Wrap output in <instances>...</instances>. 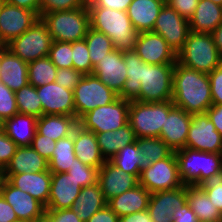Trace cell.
<instances>
[{
    "label": "cell",
    "mask_w": 222,
    "mask_h": 222,
    "mask_svg": "<svg viewBox=\"0 0 222 222\" xmlns=\"http://www.w3.org/2000/svg\"><path fill=\"white\" fill-rule=\"evenodd\" d=\"M172 101L187 113H206L213 104L208 74L176 62L173 70Z\"/></svg>",
    "instance_id": "6da1fadb"
},
{
    "label": "cell",
    "mask_w": 222,
    "mask_h": 222,
    "mask_svg": "<svg viewBox=\"0 0 222 222\" xmlns=\"http://www.w3.org/2000/svg\"><path fill=\"white\" fill-rule=\"evenodd\" d=\"M90 28L107 35L114 49L129 51L135 49L138 32L133 27L127 12L106 7H88Z\"/></svg>",
    "instance_id": "7a4b0ae2"
},
{
    "label": "cell",
    "mask_w": 222,
    "mask_h": 222,
    "mask_svg": "<svg viewBox=\"0 0 222 222\" xmlns=\"http://www.w3.org/2000/svg\"><path fill=\"white\" fill-rule=\"evenodd\" d=\"M177 62L198 72L209 74L222 65V55L212 34L190 31L185 44L177 53Z\"/></svg>",
    "instance_id": "3957f363"
},
{
    "label": "cell",
    "mask_w": 222,
    "mask_h": 222,
    "mask_svg": "<svg viewBox=\"0 0 222 222\" xmlns=\"http://www.w3.org/2000/svg\"><path fill=\"white\" fill-rule=\"evenodd\" d=\"M41 19L46 23L53 41L72 43L84 40L90 28L87 4L73 10L46 13Z\"/></svg>",
    "instance_id": "277c9868"
},
{
    "label": "cell",
    "mask_w": 222,
    "mask_h": 222,
    "mask_svg": "<svg viewBox=\"0 0 222 222\" xmlns=\"http://www.w3.org/2000/svg\"><path fill=\"white\" fill-rule=\"evenodd\" d=\"M179 175L184 185H199L203 180L222 170V154L189 148L175 151Z\"/></svg>",
    "instance_id": "5b68a950"
},
{
    "label": "cell",
    "mask_w": 222,
    "mask_h": 222,
    "mask_svg": "<svg viewBox=\"0 0 222 222\" xmlns=\"http://www.w3.org/2000/svg\"><path fill=\"white\" fill-rule=\"evenodd\" d=\"M173 106L172 100L155 103L130 101L128 123L136 138L159 137L165 117Z\"/></svg>",
    "instance_id": "8992f818"
},
{
    "label": "cell",
    "mask_w": 222,
    "mask_h": 222,
    "mask_svg": "<svg viewBox=\"0 0 222 222\" xmlns=\"http://www.w3.org/2000/svg\"><path fill=\"white\" fill-rule=\"evenodd\" d=\"M175 64H147L143 62L139 101L145 103L172 100L173 70Z\"/></svg>",
    "instance_id": "52a82bcc"
},
{
    "label": "cell",
    "mask_w": 222,
    "mask_h": 222,
    "mask_svg": "<svg viewBox=\"0 0 222 222\" xmlns=\"http://www.w3.org/2000/svg\"><path fill=\"white\" fill-rule=\"evenodd\" d=\"M129 105L130 101L118 97L114 102L84 114L78 124L94 133L115 131L128 123Z\"/></svg>",
    "instance_id": "ba28073f"
},
{
    "label": "cell",
    "mask_w": 222,
    "mask_h": 222,
    "mask_svg": "<svg viewBox=\"0 0 222 222\" xmlns=\"http://www.w3.org/2000/svg\"><path fill=\"white\" fill-rule=\"evenodd\" d=\"M52 41L46 23L39 18L28 30L5 47L26 63H30L48 56Z\"/></svg>",
    "instance_id": "9c48e42d"
},
{
    "label": "cell",
    "mask_w": 222,
    "mask_h": 222,
    "mask_svg": "<svg viewBox=\"0 0 222 222\" xmlns=\"http://www.w3.org/2000/svg\"><path fill=\"white\" fill-rule=\"evenodd\" d=\"M73 95L75 117L78 120L96 107L108 105L118 98V94L93 74L83 75L73 89Z\"/></svg>",
    "instance_id": "30bf717a"
},
{
    "label": "cell",
    "mask_w": 222,
    "mask_h": 222,
    "mask_svg": "<svg viewBox=\"0 0 222 222\" xmlns=\"http://www.w3.org/2000/svg\"><path fill=\"white\" fill-rule=\"evenodd\" d=\"M139 184L150 193L173 190L184 186L179 175L178 161L175 152L169 157L151 163L141 171Z\"/></svg>",
    "instance_id": "8fae6325"
},
{
    "label": "cell",
    "mask_w": 222,
    "mask_h": 222,
    "mask_svg": "<svg viewBox=\"0 0 222 222\" xmlns=\"http://www.w3.org/2000/svg\"><path fill=\"white\" fill-rule=\"evenodd\" d=\"M185 148L222 154V137L207 113L192 114Z\"/></svg>",
    "instance_id": "7c38bea8"
},
{
    "label": "cell",
    "mask_w": 222,
    "mask_h": 222,
    "mask_svg": "<svg viewBox=\"0 0 222 222\" xmlns=\"http://www.w3.org/2000/svg\"><path fill=\"white\" fill-rule=\"evenodd\" d=\"M39 18L34 11L0 1V46L22 35Z\"/></svg>",
    "instance_id": "4fadbf2b"
},
{
    "label": "cell",
    "mask_w": 222,
    "mask_h": 222,
    "mask_svg": "<svg viewBox=\"0 0 222 222\" xmlns=\"http://www.w3.org/2000/svg\"><path fill=\"white\" fill-rule=\"evenodd\" d=\"M152 32L161 35L177 54L185 44L190 25L188 19L165 4L158 14Z\"/></svg>",
    "instance_id": "5bb4252c"
},
{
    "label": "cell",
    "mask_w": 222,
    "mask_h": 222,
    "mask_svg": "<svg viewBox=\"0 0 222 222\" xmlns=\"http://www.w3.org/2000/svg\"><path fill=\"white\" fill-rule=\"evenodd\" d=\"M134 51L147 64H175L177 62V54L166 40L152 31L138 34Z\"/></svg>",
    "instance_id": "9a60e30c"
},
{
    "label": "cell",
    "mask_w": 222,
    "mask_h": 222,
    "mask_svg": "<svg viewBox=\"0 0 222 222\" xmlns=\"http://www.w3.org/2000/svg\"><path fill=\"white\" fill-rule=\"evenodd\" d=\"M43 108V115L75 116L73 90L56 82L36 87Z\"/></svg>",
    "instance_id": "2e32d148"
},
{
    "label": "cell",
    "mask_w": 222,
    "mask_h": 222,
    "mask_svg": "<svg viewBox=\"0 0 222 222\" xmlns=\"http://www.w3.org/2000/svg\"><path fill=\"white\" fill-rule=\"evenodd\" d=\"M186 202V185H184L173 190L151 193L147 210L153 222H173L174 211Z\"/></svg>",
    "instance_id": "e0dca14e"
},
{
    "label": "cell",
    "mask_w": 222,
    "mask_h": 222,
    "mask_svg": "<svg viewBox=\"0 0 222 222\" xmlns=\"http://www.w3.org/2000/svg\"><path fill=\"white\" fill-rule=\"evenodd\" d=\"M192 114L177 106L169 110L162 125L160 138L175 152L186 147Z\"/></svg>",
    "instance_id": "ac0fdd59"
},
{
    "label": "cell",
    "mask_w": 222,
    "mask_h": 222,
    "mask_svg": "<svg viewBox=\"0 0 222 222\" xmlns=\"http://www.w3.org/2000/svg\"><path fill=\"white\" fill-rule=\"evenodd\" d=\"M92 74L100 79L116 94H120L127 80L123 51L113 49L93 68Z\"/></svg>",
    "instance_id": "d6986e66"
},
{
    "label": "cell",
    "mask_w": 222,
    "mask_h": 222,
    "mask_svg": "<svg viewBox=\"0 0 222 222\" xmlns=\"http://www.w3.org/2000/svg\"><path fill=\"white\" fill-rule=\"evenodd\" d=\"M98 183L106 201L131 190L139 184V178L115 167L107 160L100 168Z\"/></svg>",
    "instance_id": "ffe728a7"
},
{
    "label": "cell",
    "mask_w": 222,
    "mask_h": 222,
    "mask_svg": "<svg viewBox=\"0 0 222 222\" xmlns=\"http://www.w3.org/2000/svg\"><path fill=\"white\" fill-rule=\"evenodd\" d=\"M0 193L12 206L17 218L20 220L32 222L46 210L33 196L14 187L6 179L0 186Z\"/></svg>",
    "instance_id": "44dd1931"
},
{
    "label": "cell",
    "mask_w": 222,
    "mask_h": 222,
    "mask_svg": "<svg viewBox=\"0 0 222 222\" xmlns=\"http://www.w3.org/2000/svg\"><path fill=\"white\" fill-rule=\"evenodd\" d=\"M5 179L14 187L29 193L46 209L50 196L51 172L4 174Z\"/></svg>",
    "instance_id": "7402d4cb"
},
{
    "label": "cell",
    "mask_w": 222,
    "mask_h": 222,
    "mask_svg": "<svg viewBox=\"0 0 222 222\" xmlns=\"http://www.w3.org/2000/svg\"><path fill=\"white\" fill-rule=\"evenodd\" d=\"M0 82L14 92L29 84L28 63L5 46H0Z\"/></svg>",
    "instance_id": "603a6c76"
},
{
    "label": "cell",
    "mask_w": 222,
    "mask_h": 222,
    "mask_svg": "<svg viewBox=\"0 0 222 222\" xmlns=\"http://www.w3.org/2000/svg\"><path fill=\"white\" fill-rule=\"evenodd\" d=\"M82 187L68 173H51L50 196L46 209H71Z\"/></svg>",
    "instance_id": "cb8c5ba5"
},
{
    "label": "cell",
    "mask_w": 222,
    "mask_h": 222,
    "mask_svg": "<svg viewBox=\"0 0 222 222\" xmlns=\"http://www.w3.org/2000/svg\"><path fill=\"white\" fill-rule=\"evenodd\" d=\"M165 4V0H133L126 12L138 33L150 32Z\"/></svg>",
    "instance_id": "d4e9b609"
},
{
    "label": "cell",
    "mask_w": 222,
    "mask_h": 222,
    "mask_svg": "<svg viewBox=\"0 0 222 222\" xmlns=\"http://www.w3.org/2000/svg\"><path fill=\"white\" fill-rule=\"evenodd\" d=\"M74 151L76 158L83 164L100 168L105 162L101 155L96 134L78 125L73 131Z\"/></svg>",
    "instance_id": "484cf974"
},
{
    "label": "cell",
    "mask_w": 222,
    "mask_h": 222,
    "mask_svg": "<svg viewBox=\"0 0 222 222\" xmlns=\"http://www.w3.org/2000/svg\"><path fill=\"white\" fill-rule=\"evenodd\" d=\"M151 193L138 184L131 190L115 196L107 201V206L119 217L145 211L148 208Z\"/></svg>",
    "instance_id": "4316f807"
},
{
    "label": "cell",
    "mask_w": 222,
    "mask_h": 222,
    "mask_svg": "<svg viewBox=\"0 0 222 222\" xmlns=\"http://www.w3.org/2000/svg\"><path fill=\"white\" fill-rule=\"evenodd\" d=\"M49 170V161L31 146L18 147L4 174L38 173Z\"/></svg>",
    "instance_id": "83f0119b"
},
{
    "label": "cell",
    "mask_w": 222,
    "mask_h": 222,
    "mask_svg": "<svg viewBox=\"0 0 222 222\" xmlns=\"http://www.w3.org/2000/svg\"><path fill=\"white\" fill-rule=\"evenodd\" d=\"M38 118L17 113L3 122V131L18 147L31 146L36 133Z\"/></svg>",
    "instance_id": "f1b7e54d"
},
{
    "label": "cell",
    "mask_w": 222,
    "mask_h": 222,
    "mask_svg": "<svg viewBox=\"0 0 222 222\" xmlns=\"http://www.w3.org/2000/svg\"><path fill=\"white\" fill-rule=\"evenodd\" d=\"M188 21L190 31L211 34L222 23V6L210 0H199L195 12Z\"/></svg>",
    "instance_id": "f546056e"
},
{
    "label": "cell",
    "mask_w": 222,
    "mask_h": 222,
    "mask_svg": "<svg viewBox=\"0 0 222 222\" xmlns=\"http://www.w3.org/2000/svg\"><path fill=\"white\" fill-rule=\"evenodd\" d=\"M186 196L199 222H222V213L199 185H186Z\"/></svg>",
    "instance_id": "4dcf8cb0"
},
{
    "label": "cell",
    "mask_w": 222,
    "mask_h": 222,
    "mask_svg": "<svg viewBox=\"0 0 222 222\" xmlns=\"http://www.w3.org/2000/svg\"><path fill=\"white\" fill-rule=\"evenodd\" d=\"M78 125V119L75 116L42 115L37 120L36 131L49 139L58 141L72 135Z\"/></svg>",
    "instance_id": "1f68e13d"
},
{
    "label": "cell",
    "mask_w": 222,
    "mask_h": 222,
    "mask_svg": "<svg viewBox=\"0 0 222 222\" xmlns=\"http://www.w3.org/2000/svg\"><path fill=\"white\" fill-rule=\"evenodd\" d=\"M123 58L127 68V80L118 97L128 101H139L143 61L134 50L123 51Z\"/></svg>",
    "instance_id": "d6a6232c"
},
{
    "label": "cell",
    "mask_w": 222,
    "mask_h": 222,
    "mask_svg": "<svg viewBox=\"0 0 222 222\" xmlns=\"http://www.w3.org/2000/svg\"><path fill=\"white\" fill-rule=\"evenodd\" d=\"M95 134L101 155L106 161L116 155L120 149L136 141V135L129 123L115 131Z\"/></svg>",
    "instance_id": "836d02e7"
},
{
    "label": "cell",
    "mask_w": 222,
    "mask_h": 222,
    "mask_svg": "<svg viewBox=\"0 0 222 222\" xmlns=\"http://www.w3.org/2000/svg\"><path fill=\"white\" fill-rule=\"evenodd\" d=\"M107 205L99 183L83 187L78 197L72 203L71 209L79 218L86 222L93 214Z\"/></svg>",
    "instance_id": "e575fe53"
},
{
    "label": "cell",
    "mask_w": 222,
    "mask_h": 222,
    "mask_svg": "<svg viewBox=\"0 0 222 222\" xmlns=\"http://www.w3.org/2000/svg\"><path fill=\"white\" fill-rule=\"evenodd\" d=\"M135 142L141 154V171L174 152L160 137H140Z\"/></svg>",
    "instance_id": "d590c367"
},
{
    "label": "cell",
    "mask_w": 222,
    "mask_h": 222,
    "mask_svg": "<svg viewBox=\"0 0 222 222\" xmlns=\"http://www.w3.org/2000/svg\"><path fill=\"white\" fill-rule=\"evenodd\" d=\"M75 151L73 134L59 139L49 160V171L51 173H66L69 167L75 163Z\"/></svg>",
    "instance_id": "8d00e7d4"
},
{
    "label": "cell",
    "mask_w": 222,
    "mask_h": 222,
    "mask_svg": "<svg viewBox=\"0 0 222 222\" xmlns=\"http://www.w3.org/2000/svg\"><path fill=\"white\" fill-rule=\"evenodd\" d=\"M57 69L49 56L28 63L29 84L39 87L55 82Z\"/></svg>",
    "instance_id": "74e56055"
},
{
    "label": "cell",
    "mask_w": 222,
    "mask_h": 222,
    "mask_svg": "<svg viewBox=\"0 0 222 222\" xmlns=\"http://www.w3.org/2000/svg\"><path fill=\"white\" fill-rule=\"evenodd\" d=\"M140 151L136 142L128 144L120 149L109 161L117 168L122 169L124 172L132 174L140 178L141 175V162Z\"/></svg>",
    "instance_id": "f35d334b"
},
{
    "label": "cell",
    "mask_w": 222,
    "mask_h": 222,
    "mask_svg": "<svg viewBox=\"0 0 222 222\" xmlns=\"http://www.w3.org/2000/svg\"><path fill=\"white\" fill-rule=\"evenodd\" d=\"M18 113L33 115L37 118L43 115V108L37 89L31 84H27L15 91Z\"/></svg>",
    "instance_id": "ab89813d"
},
{
    "label": "cell",
    "mask_w": 222,
    "mask_h": 222,
    "mask_svg": "<svg viewBox=\"0 0 222 222\" xmlns=\"http://www.w3.org/2000/svg\"><path fill=\"white\" fill-rule=\"evenodd\" d=\"M84 40L86 41L93 67L114 49L111 39L107 35L92 28L88 29Z\"/></svg>",
    "instance_id": "60d3db41"
},
{
    "label": "cell",
    "mask_w": 222,
    "mask_h": 222,
    "mask_svg": "<svg viewBox=\"0 0 222 222\" xmlns=\"http://www.w3.org/2000/svg\"><path fill=\"white\" fill-rule=\"evenodd\" d=\"M83 188L98 183L99 168L83 164L75 158V163L66 172Z\"/></svg>",
    "instance_id": "b9f144b4"
},
{
    "label": "cell",
    "mask_w": 222,
    "mask_h": 222,
    "mask_svg": "<svg viewBox=\"0 0 222 222\" xmlns=\"http://www.w3.org/2000/svg\"><path fill=\"white\" fill-rule=\"evenodd\" d=\"M72 68L83 75L92 74L93 66L85 40L72 42Z\"/></svg>",
    "instance_id": "7bdbcfd3"
},
{
    "label": "cell",
    "mask_w": 222,
    "mask_h": 222,
    "mask_svg": "<svg viewBox=\"0 0 222 222\" xmlns=\"http://www.w3.org/2000/svg\"><path fill=\"white\" fill-rule=\"evenodd\" d=\"M49 58L59 68H72V43L52 41Z\"/></svg>",
    "instance_id": "ee69618b"
},
{
    "label": "cell",
    "mask_w": 222,
    "mask_h": 222,
    "mask_svg": "<svg viewBox=\"0 0 222 222\" xmlns=\"http://www.w3.org/2000/svg\"><path fill=\"white\" fill-rule=\"evenodd\" d=\"M199 186L206 192L211 203L222 213V170L203 180Z\"/></svg>",
    "instance_id": "f6af8a7d"
},
{
    "label": "cell",
    "mask_w": 222,
    "mask_h": 222,
    "mask_svg": "<svg viewBox=\"0 0 222 222\" xmlns=\"http://www.w3.org/2000/svg\"><path fill=\"white\" fill-rule=\"evenodd\" d=\"M17 113L15 92L0 82V119L4 122Z\"/></svg>",
    "instance_id": "bcb514c9"
},
{
    "label": "cell",
    "mask_w": 222,
    "mask_h": 222,
    "mask_svg": "<svg viewBox=\"0 0 222 222\" xmlns=\"http://www.w3.org/2000/svg\"><path fill=\"white\" fill-rule=\"evenodd\" d=\"M86 4L85 0H40V18L46 13L73 10Z\"/></svg>",
    "instance_id": "7dc6e473"
},
{
    "label": "cell",
    "mask_w": 222,
    "mask_h": 222,
    "mask_svg": "<svg viewBox=\"0 0 222 222\" xmlns=\"http://www.w3.org/2000/svg\"><path fill=\"white\" fill-rule=\"evenodd\" d=\"M82 77L83 74L74 68H59L56 72L55 82L65 89L73 90Z\"/></svg>",
    "instance_id": "c3c4849f"
},
{
    "label": "cell",
    "mask_w": 222,
    "mask_h": 222,
    "mask_svg": "<svg viewBox=\"0 0 222 222\" xmlns=\"http://www.w3.org/2000/svg\"><path fill=\"white\" fill-rule=\"evenodd\" d=\"M18 146L15 142L5 134L3 130L0 131V166L5 169L11 161V158L16 153Z\"/></svg>",
    "instance_id": "681fc988"
},
{
    "label": "cell",
    "mask_w": 222,
    "mask_h": 222,
    "mask_svg": "<svg viewBox=\"0 0 222 222\" xmlns=\"http://www.w3.org/2000/svg\"><path fill=\"white\" fill-rule=\"evenodd\" d=\"M56 142L57 141L49 139L47 136H43L36 131L31 147L49 161L55 149Z\"/></svg>",
    "instance_id": "f907efd6"
},
{
    "label": "cell",
    "mask_w": 222,
    "mask_h": 222,
    "mask_svg": "<svg viewBox=\"0 0 222 222\" xmlns=\"http://www.w3.org/2000/svg\"><path fill=\"white\" fill-rule=\"evenodd\" d=\"M212 103L222 105V65L209 74Z\"/></svg>",
    "instance_id": "816d5d0a"
},
{
    "label": "cell",
    "mask_w": 222,
    "mask_h": 222,
    "mask_svg": "<svg viewBox=\"0 0 222 222\" xmlns=\"http://www.w3.org/2000/svg\"><path fill=\"white\" fill-rule=\"evenodd\" d=\"M166 4L174 9L180 16L190 19L195 12L199 0H165Z\"/></svg>",
    "instance_id": "f5cc1de1"
},
{
    "label": "cell",
    "mask_w": 222,
    "mask_h": 222,
    "mask_svg": "<svg viewBox=\"0 0 222 222\" xmlns=\"http://www.w3.org/2000/svg\"><path fill=\"white\" fill-rule=\"evenodd\" d=\"M133 0H89L87 7H106L126 12Z\"/></svg>",
    "instance_id": "db71d44e"
},
{
    "label": "cell",
    "mask_w": 222,
    "mask_h": 222,
    "mask_svg": "<svg viewBox=\"0 0 222 222\" xmlns=\"http://www.w3.org/2000/svg\"><path fill=\"white\" fill-rule=\"evenodd\" d=\"M51 215L53 222H83L72 209H46Z\"/></svg>",
    "instance_id": "11a10c76"
},
{
    "label": "cell",
    "mask_w": 222,
    "mask_h": 222,
    "mask_svg": "<svg viewBox=\"0 0 222 222\" xmlns=\"http://www.w3.org/2000/svg\"><path fill=\"white\" fill-rule=\"evenodd\" d=\"M172 219L173 222H199L187 202L174 211Z\"/></svg>",
    "instance_id": "9f6ffc18"
},
{
    "label": "cell",
    "mask_w": 222,
    "mask_h": 222,
    "mask_svg": "<svg viewBox=\"0 0 222 222\" xmlns=\"http://www.w3.org/2000/svg\"><path fill=\"white\" fill-rule=\"evenodd\" d=\"M86 222H119V216L106 205L93 214Z\"/></svg>",
    "instance_id": "6f0895ef"
},
{
    "label": "cell",
    "mask_w": 222,
    "mask_h": 222,
    "mask_svg": "<svg viewBox=\"0 0 222 222\" xmlns=\"http://www.w3.org/2000/svg\"><path fill=\"white\" fill-rule=\"evenodd\" d=\"M18 220L12 206L0 193V222H15Z\"/></svg>",
    "instance_id": "680465c9"
},
{
    "label": "cell",
    "mask_w": 222,
    "mask_h": 222,
    "mask_svg": "<svg viewBox=\"0 0 222 222\" xmlns=\"http://www.w3.org/2000/svg\"><path fill=\"white\" fill-rule=\"evenodd\" d=\"M206 113L222 137V105L212 104Z\"/></svg>",
    "instance_id": "91938a15"
},
{
    "label": "cell",
    "mask_w": 222,
    "mask_h": 222,
    "mask_svg": "<svg viewBox=\"0 0 222 222\" xmlns=\"http://www.w3.org/2000/svg\"><path fill=\"white\" fill-rule=\"evenodd\" d=\"M10 5L34 11L40 17V0H0Z\"/></svg>",
    "instance_id": "94428289"
},
{
    "label": "cell",
    "mask_w": 222,
    "mask_h": 222,
    "mask_svg": "<svg viewBox=\"0 0 222 222\" xmlns=\"http://www.w3.org/2000/svg\"><path fill=\"white\" fill-rule=\"evenodd\" d=\"M119 222H153V221L150 217L149 211L145 210L119 217Z\"/></svg>",
    "instance_id": "6125c7cd"
},
{
    "label": "cell",
    "mask_w": 222,
    "mask_h": 222,
    "mask_svg": "<svg viewBox=\"0 0 222 222\" xmlns=\"http://www.w3.org/2000/svg\"><path fill=\"white\" fill-rule=\"evenodd\" d=\"M211 34L219 53L222 55V23Z\"/></svg>",
    "instance_id": "be15d7a7"
},
{
    "label": "cell",
    "mask_w": 222,
    "mask_h": 222,
    "mask_svg": "<svg viewBox=\"0 0 222 222\" xmlns=\"http://www.w3.org/2000/svg\"><path fill=\"white\" fill-rule=\"evenodd\" d=\"M32 222H53L51 215L45 210L39 217Z\"/></svg>",
    "instance_id": "e7e4bbea"
},
{
    "label": "cell",
    "mask_w": 222,
    "mask_h": 222,
    "mask_svg": "<svg viewBox=\"0 0 222 222\" xmlns=\"http://www.w3.org/2000/svg\"><path fill=\"white\" fill-rule=\"evenodd\" d=\"M210 1H212L213 3H216L219 6H222V0H210Z\"/></svg>",
    "instance_id": "03108f58"
},
{
    "label": "cell",
    "mask_w": 222,
    "mask_h": 222,
    "mask_svg": "<svg viewBox=\"0 0 222 222\" xmlns=\"http://www.w3.org/2000/svg\"><path fill=\"white\" fill-rule=\"evenodd\" d=\"M0 177H5L4 176V169L0 166Z\"/></svg>",
    "instance_id": "003e7915"
},
{
    "label": "cell",
    "mask_w": 222,
    "mask_h": 222,
    "mask_svg": "<svg viewBox=\"0 0 222 222\" xmlns=\"http://www.w3.org/2000/svg\"><path fill=\"white\" fill-rule=\"evenodd\" d=\"M3 130V121L0 119V131Z\"/></svg>",
    "instance_id": "a7ac6f4b"
},
{
    "label": "cell",
    "mask_w": 222,
    "mask_h": 222,
    "mask_svg": "<svg viewBox=\"0 0 222 222\" xmlns=\"http://www.w3.org/2000/svg\"><path fill=\"white\" fill-rule=\"evenodd\" d=\"M4 180H5V177H0V186L3 184Z\"/></svg>",
    "instance_id": "89a4df30"
},
{
    "label": "cell",
    "mask_w": 222,
    "mask_h": 222,
    "mask_svg": "<svg viewBox=\"0 0 222 222\" xmlns=\"http://www.w3.org/2000/svg\"><path fill=\"white\" fill-rule=\"evenodd\" d=\"M15 222H31V221H27V220H20V219H18V220H16Z\"/></svg>",
    "instance_id": "2644e50d"
}]
</instances>
